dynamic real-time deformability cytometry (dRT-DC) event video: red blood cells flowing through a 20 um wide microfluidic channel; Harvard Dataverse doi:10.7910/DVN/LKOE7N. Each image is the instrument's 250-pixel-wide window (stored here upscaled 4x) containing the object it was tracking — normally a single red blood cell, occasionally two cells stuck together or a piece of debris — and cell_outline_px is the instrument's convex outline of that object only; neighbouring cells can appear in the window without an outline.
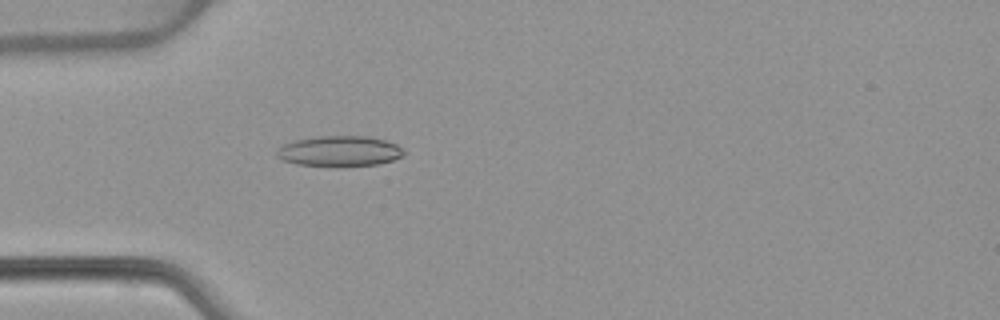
{"species": "common noctule bat (a hibernating species)", "species_latin": "Nyctalus noctula", "temperature_condition": "warm", "stored_images_in_passage": 52, "camera_frame_rate_fps": 3000, "um_per_image_px": 0.085, "animal": {"sex": "female", "body_mass_g": 22.7, "forearm_length_mm": 54.2}, "frame": {"image": 1, "passage_image": 15, "time_ms": 4.667, "image_size_px": [1000, 320], "cell_outline_px": [[404, 156], [392, 160], [376, 164], [344, 168], [336, 168], [296, 164], [284, 160], [276, 156], [276, 152], [284, 144], [296, 140], [320, 136], [368, 136], [384, 140], [396, 144], [404, 152]], "centroid_in_image_um": [28.86, 12.88], "position_along_channel_um": 56.1, "area_um2": 22.89}}
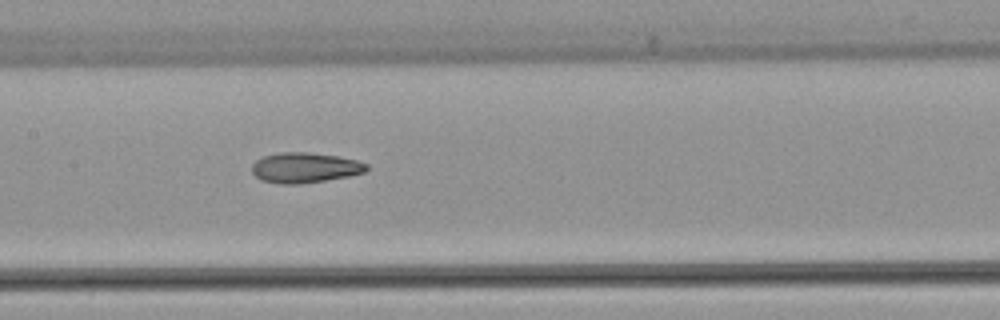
{"frame": {"image": 2, "passage_image": 25, "time_ms": 8.0, "image_size_px": [1000, 320], "cell_outline_px": [[368, 168], [364, 172], [348, 176], [300, 184], [280, 184], [260, 180], [252, 172], [252, 164], [256, 160], [264, 156], [280, 152], [308, 152], [336, 156], [356, 160], [368, 164]], "centroid_in_image_um": [25.88, 14.25], "position_along_channel_um": 181.5, "area_um2": 20.11}}
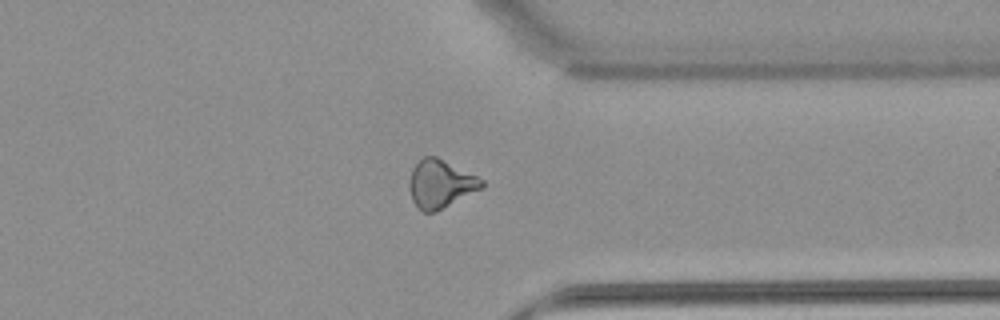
{"frame": {"image": 3, "passage_image": 40, "time_ms": 13.0, "image_size_px": [1000, 320], "cell_outline_px": [[484, 188], [436, 212], [424, 212], [412, 200], [408, 184], [408, 180], [412, 168], [424, 156], [436, 156], [484, 180]], "centroid_in_image_um": [37.44, 15.64], "position_along_channel_um": 374.0, "area_um2": 20.29}, "authors_computed_cell_mechanics": {"area_um2": 21.1259, "velocity_mm_per_s": 3.9128, "shape_relaxation_time_tau1_ms": null, "shape_relaxation_time_tau2_ms": 3.049, "deformation_change_tau1": null, "deformation_change_tau2": 0.1078}}